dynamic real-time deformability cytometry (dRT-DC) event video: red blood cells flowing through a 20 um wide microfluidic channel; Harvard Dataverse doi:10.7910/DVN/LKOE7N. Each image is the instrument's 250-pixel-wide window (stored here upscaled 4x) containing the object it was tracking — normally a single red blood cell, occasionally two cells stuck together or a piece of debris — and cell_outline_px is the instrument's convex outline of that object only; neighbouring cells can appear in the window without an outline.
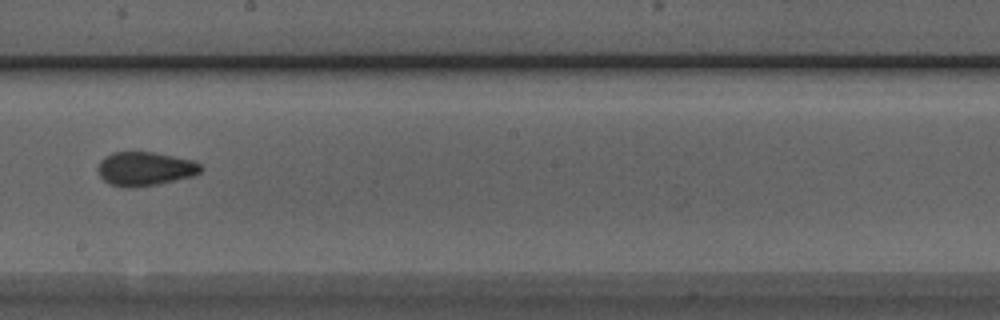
{"species": "Egyptian fruit bat (a non-hibernating species)", "species_latin": "Rousettus aegyptiacus", "temperature_condition": "room temperature", "stored_images_in_passage": 8, "camera_frame_rate_fps": 3000, "um_per_image_px": 0.085, "animal": {"sex": "male"}, "frame": {"image": 1, "passage_image": 8, "time_ms": 2.333, "image_size_px": [1000, 320], "cell_outline_px": [[204, 168], [200, 172], [192, 176], [160, 184], [132, 188], [124, 188], [108, 184], [100, 176], [96, 168], [100, 160], [104, 156], [112, 152], [152, 152], [196, 160]], "centroid_in_image_um": [12.31, 14.35], "position_along_channel_um": 235.9, "area_um2": 20.75}}